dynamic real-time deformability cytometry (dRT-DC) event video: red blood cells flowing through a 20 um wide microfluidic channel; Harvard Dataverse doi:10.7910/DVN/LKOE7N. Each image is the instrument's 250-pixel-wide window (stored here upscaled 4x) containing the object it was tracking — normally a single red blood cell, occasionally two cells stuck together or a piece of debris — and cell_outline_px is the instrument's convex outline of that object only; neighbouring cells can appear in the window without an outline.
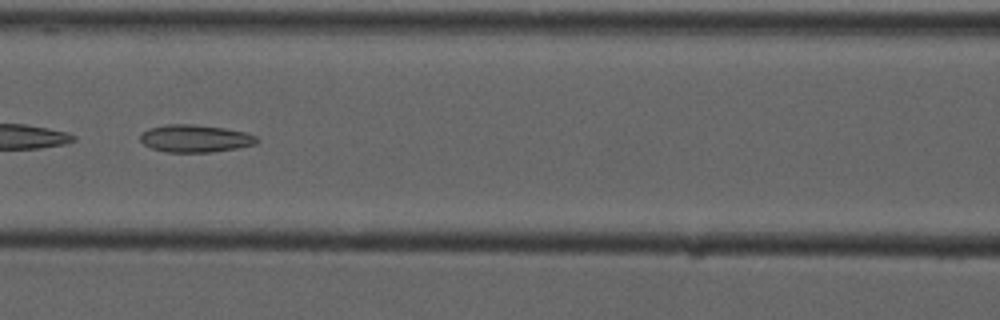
{"species": "common noctule bat (a hibernating species)", "species_latin": "Nyctalus noctula", "temperature_condition": "cold", "stored_images_in_passage": 7, "camera_frame_rate_fps": 3000, "um_per_image_px": 0.085, "animal": {"sex": "male", "forearm_length_mm": 52.5}, "frame": {"image": 1, "passage_image": 5, "time_ms": 5.333, "image_size_px": [1000, 320], "cell_outline_px": [[260, 140], [256, 144], [236, 148], [212, 152], [168, 152], [152, 148], [144, 144], [140, 140], [140, 136], [144, 132], [152, 128], [168, 124], [192, 124], [224, 128], [248, 132], [256, 136]], "centroid_in_image_um": [16.65, 11.77], "position_along_channel_um": 149.9, "area_um2": 18.55}}
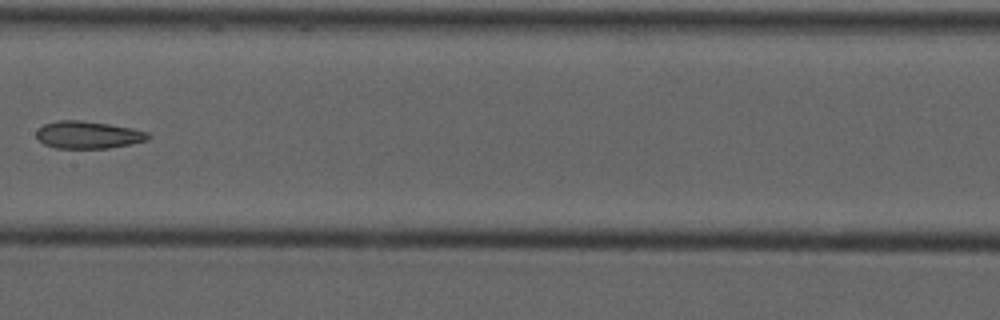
{"frame": {"image": 2, "passage_image": 6, "time_ms": 6.667, "image_size_px": [1000, 320], "cell_outline_px": [[152, 136], [148, 140], [108, 148], [56, 148], [44, 144], [36, 136], [36, 128], [44, 124], [56, 120], [80, 120], [108, 124], [132, 128], [148, 132]], "centroid_in_image_um": [7.47, 11.45], "position_along_channel_um": 199.9, "area_um2": 17.86}}
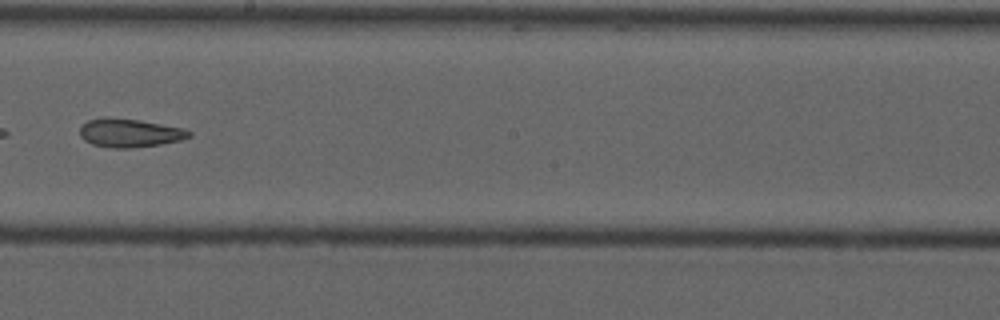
{"frame": {"image": 3, "passage_image": 7, "time_ms": 7.667, "image_size_px": [1000, 320], "cell_outline_px": [[192, 136], [180, 140], [160, 144], [132, 148], [116, 148], [92, 144], [84, 140], [80, 136], [80, 128], [88, 120], [104, 116], [140, 120], [184, 128], [192, 132]], "centroid_in_image_um": [11.03, 11.29], "position_along_channel_um": 237.2, "area_um2": 18.21}}